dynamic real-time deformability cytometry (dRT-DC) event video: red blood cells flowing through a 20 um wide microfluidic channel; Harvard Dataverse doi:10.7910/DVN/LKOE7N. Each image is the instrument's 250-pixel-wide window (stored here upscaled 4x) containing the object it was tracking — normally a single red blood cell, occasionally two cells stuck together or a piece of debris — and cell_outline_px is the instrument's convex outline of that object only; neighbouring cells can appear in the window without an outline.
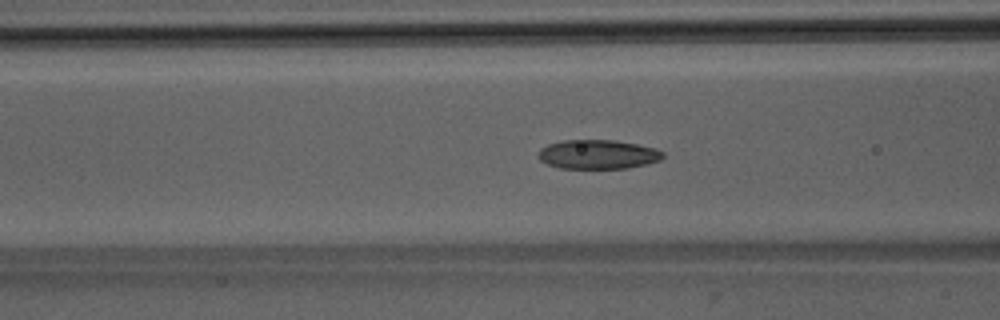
{"species": "Egyptian fruit bat (a non-hibernating species)", "species_latin": "Rousettus aegyptiacus", "temperature_condition": "room temperature", "stored_images_in_passage": 53, "camera_frame_rate_fps": 3000, "um_per_image_px": 0.085, "animal": {"sex": "male"}, "frame": {"image": 1, "passage_image": 21, "time_ms": 6.667, "image_size_px": [1000, 320], "cell_outline_px": [[664, 156], [660, 160], [648, 164], [628, 168], [560, 168], [548, 164], [540, 160], [536, 156], [540, 148], [548, 144], [564, 140], [616, 140], [656, 148], [664, 152]], "centroid_in_image_um": [50.82, 13.12], "position_along_channel_um": 115.8, "area_um2": 21.33}}
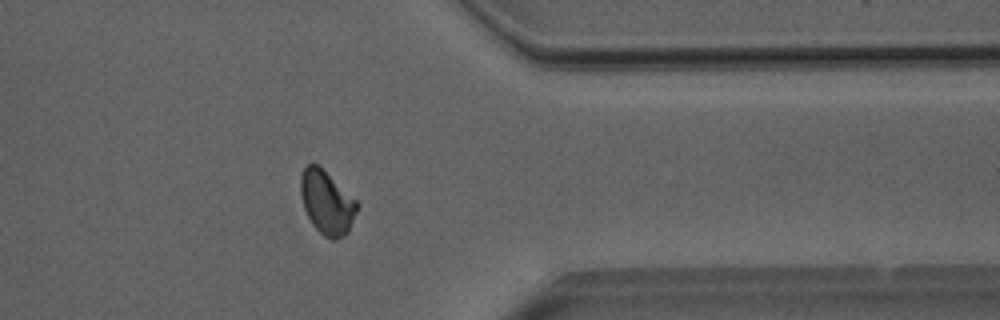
{"frame": {"image": 2, "passage_image": 42, "time_ms": 13.667, "image_size_px": [1000, 320], "cell_outline_px": [[360, 204], [348, 232], [344, 236], [336, 240], [332, 240], [324, 236], [312, 224], [304, 208], [300, 192], [300, 176], [304, 168], [312, 160], [356, 200]], "centroid_in_image_um": [27.77, 17.22], "position_along_channel_um": 383.6, "area_um2": 20.81}}
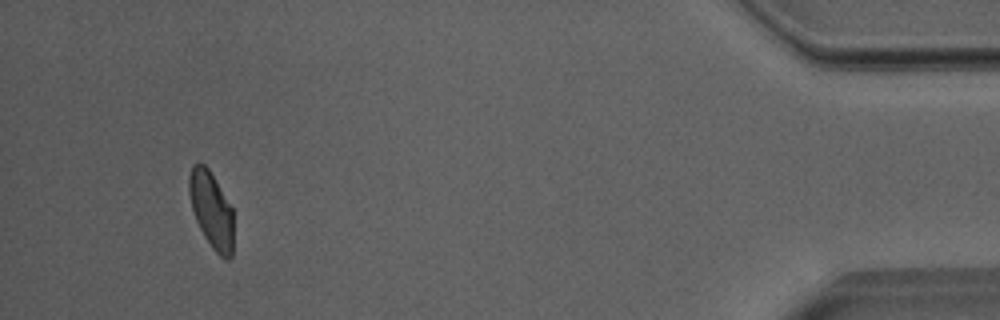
{"frame": {"image": 3, "passage_image": 49, "time_ms": 16.0, "image_size_px": [1000, 320], "cell_outline_px": [[232, 256], [228, 260], [224, 260], [212, 248], [204, 236], [196, 220], [192, 208], [188, 192], [188, 176], [192, 164], [200, 160], [208, 168], [232, 208]], "centroid_in_image_um": [17.94, 17.81], "position_along_channel_um": 417.3, "area_um2": 19.77}, "authors_computed_cell_mechanics": {"area_um2": 21.4438, "velocity_mm_per_s": 3.9793, "shape_relaxation_time_tau1_ms": 4.1494, "shape_relaxation_time_tau2_ms": 2.4847, "deformation_change_tau1": 0.1227, "deformation_change_tau2": 0.0777}}